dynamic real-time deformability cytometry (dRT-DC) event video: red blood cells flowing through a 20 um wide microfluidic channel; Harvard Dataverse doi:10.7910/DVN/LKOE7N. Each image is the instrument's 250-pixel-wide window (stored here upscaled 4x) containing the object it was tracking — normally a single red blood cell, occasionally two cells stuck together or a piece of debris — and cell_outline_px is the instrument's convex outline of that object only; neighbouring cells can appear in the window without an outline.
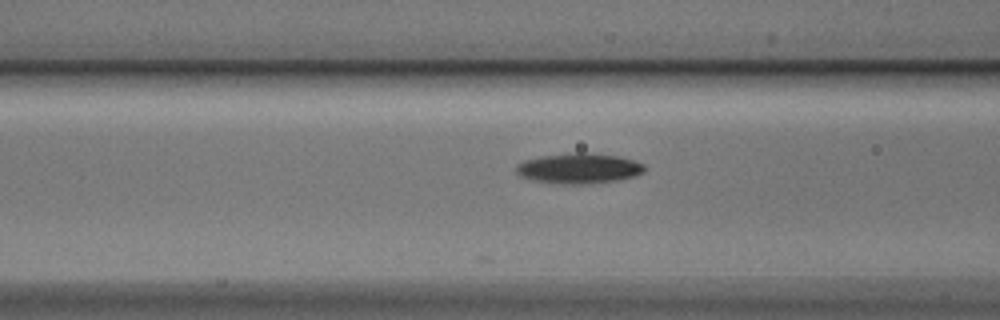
{"species": "Egyptian fruit bat (a non-hibernating species)", "species_latin": "Rousettus aegyptiacus", "temperature_condition": "cold", "stored_images_in_passage": 7, "camera_frame_rate_fps": 3000, "um_per_image_px": 0.085, "animal": {"sex": "male"}, "frame": {"image": 1, "passage_image": 5, "time_ms": 1.333, "image_size_px": [1000, 320], "cell_outline_px": [[644, 172], [636, 176], [616, 180], [588, 184], [560, 184], [532, 180], [520, 176], [516, 172], [516, 164], [524, 160], [540, 156], [576, 152], [584, 152], [616, 156], [632, 160], [644, 164]], "centroid_in_image_um": [49.17, 14.31], "position_along_channel_um": 117.4, "area_um2": 22.72}}